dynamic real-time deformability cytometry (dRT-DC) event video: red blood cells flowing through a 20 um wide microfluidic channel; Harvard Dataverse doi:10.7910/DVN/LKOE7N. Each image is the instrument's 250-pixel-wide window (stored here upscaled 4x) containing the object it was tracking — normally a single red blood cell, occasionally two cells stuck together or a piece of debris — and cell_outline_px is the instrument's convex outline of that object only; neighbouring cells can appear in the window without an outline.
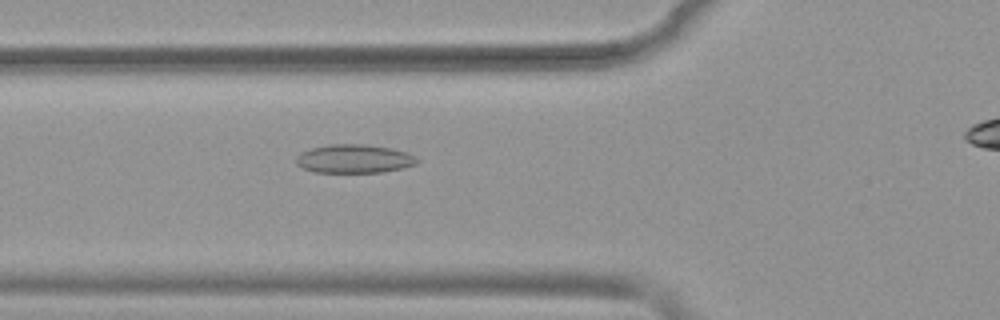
{"species": "common noctule bat (a hibernating species)", "species_latin": "Nyctalus noctula", "temperature_condition": "warm", "stored_images_in_passage": 45, "camera_frame_rate_fps": 3000, "um_per_image_px": 0.085, "animal": {"sex": "female", "body_mass_g": 19.9}, "frame": {"image": 1, "passage_image": 16, "time_ms": 5.0, "image_size_px": [1000, 320], "cell_outline_px": [[420, 160], [416, 164], [400, 168], [380, 172], [312, 172], [296, 164], [296, 156], [300, 152], [312, 148], [328, 144], [364, 144], [388, 148], [408, 152], [416, 156]], "centroid_in_image_um": [30.09, 13.49], "position_along_channel_um": 95.7, "area_um2": 20.11}}
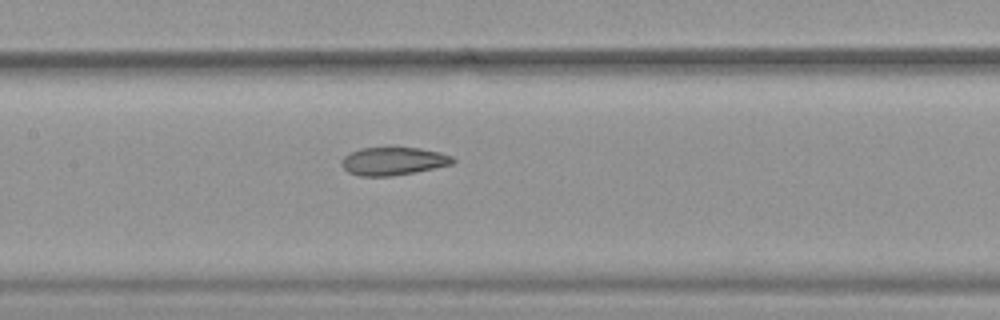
{"frame": {"image": 2, "passage_image": 22, "time_ms": 7.0, "image_size_px": [1000, 320], "cell_outline_px": [[456, 160], [452, 164], [416, 172], [392, 176], [360, 176], [348, 172], [340, 164], [340, 160], [344, 156], [360, 148], [420, 148], [440, 152], [452, 156]], "centroid_in_image_um": [33.42, 13.7], "position_along_channel_um": 174.0, "area_um2": 18.15}}
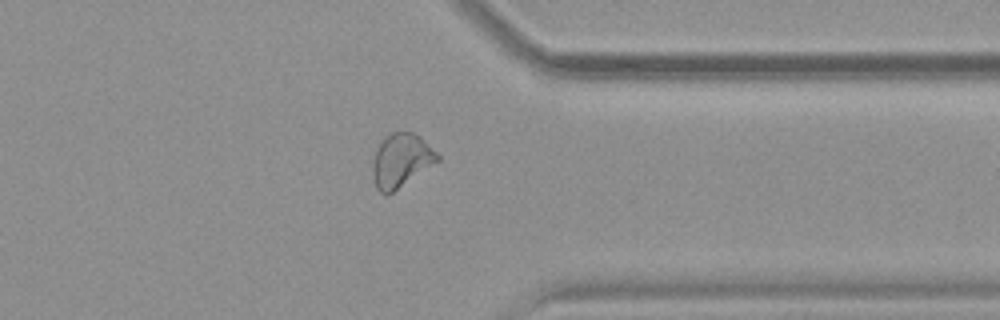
{"frame": {"image": 3, "passage_image": 38, "time_ms": 12.333, "image_size_px": [1000, 320], "cell_outline_px": [[440, 160], [388, 196], [384, 196], [376, 188], [372, 176], [372, 168], [376, 152], [384, 136], [392, 132], [412, 132], [420, 136], [440, 156]], "centroid_in_image_um": [34.09, 13.67], "position_along_channel_um": 377.3, "area_um2": 20.29}, "authors_computed_cell_mechanics": {"area_um2": 20.2878, "velocity_mm_per_s": 3.9039, "shape_relaxation_time_tau1_ms": null, "shape_relaxation_time_tau2_ms": 2.6433, "deformation_change_tau1": null, "deformation_change_tau2": 0.0811}}